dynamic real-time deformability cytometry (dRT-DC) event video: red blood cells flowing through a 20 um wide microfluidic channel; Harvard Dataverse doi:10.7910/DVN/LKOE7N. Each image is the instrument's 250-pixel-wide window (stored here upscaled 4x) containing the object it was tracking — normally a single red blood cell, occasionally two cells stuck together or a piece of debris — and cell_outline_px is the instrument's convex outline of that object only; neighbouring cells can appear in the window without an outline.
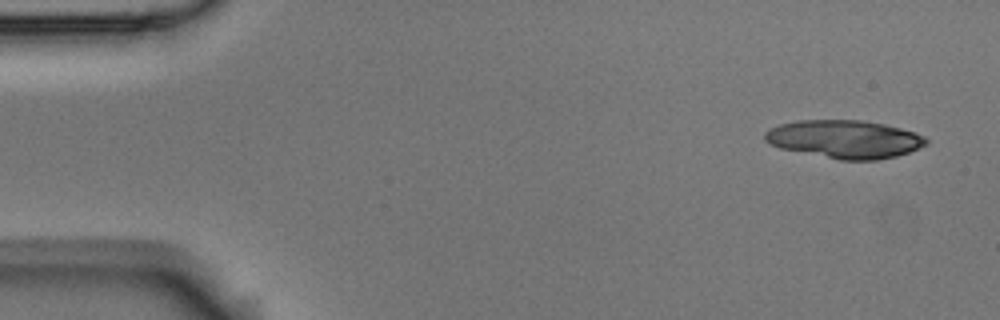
{"species": "Egyptian fruit bat (a non-hibernating species)", "species_latin": "Rousettus aegyptiacus", "temperature_condition": "room temperature", "stored_images_in_passage": 6, "camera_frame_rate_fps": 3000, "um_per_image_px": 0.085, "animal": {"sex": "male"}, "frame": {"image": 1, "passage_image": 1, "time_ms": 0.0, "image_size_px": [1000, 320], "cell_outline_px": [[928, 144], [908, 152], [896, 156], [876, 160], [840, 160], [780, 148], [768, 144], [764, 140], [764, 132], [768, 128], [780, 124], [796, 120], [860, 120], [884, 124], [916, 132], [924, 136], [928, 140]], "centroid_in_image_um": [71.76, 11.82], "position_along_channel_um": 13.2, "area_um2": 35.95}}
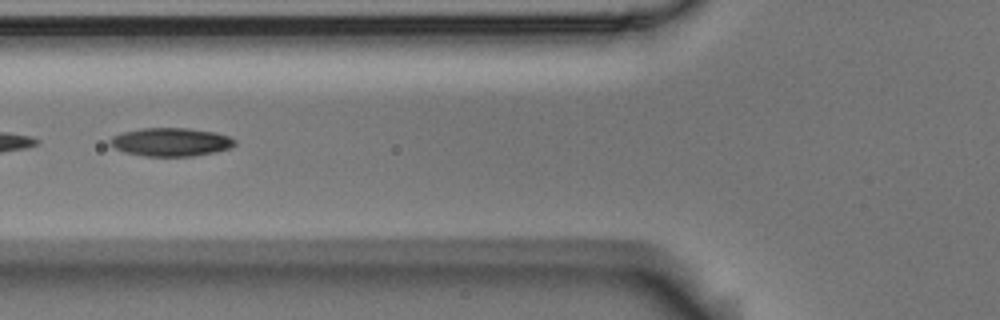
{"frame": {"image": 2, "passage_image": 6, "time_ms": 1.667, "image_size_px": [1000, 320], "cell_outline_px": [[236, 144], [232, 148], [216, 152], [192, 156], [144, 156], [124, 152], [108, 144], [108, 140], [112, 136], [124, 132], [144, 128], [188, 128], [216, 132], [228, 136], [236, 140]], "centroid_in_image_um": [14.54, 12.07], "position_along_channel_um": 111.3, "area_um2": 20.75}}